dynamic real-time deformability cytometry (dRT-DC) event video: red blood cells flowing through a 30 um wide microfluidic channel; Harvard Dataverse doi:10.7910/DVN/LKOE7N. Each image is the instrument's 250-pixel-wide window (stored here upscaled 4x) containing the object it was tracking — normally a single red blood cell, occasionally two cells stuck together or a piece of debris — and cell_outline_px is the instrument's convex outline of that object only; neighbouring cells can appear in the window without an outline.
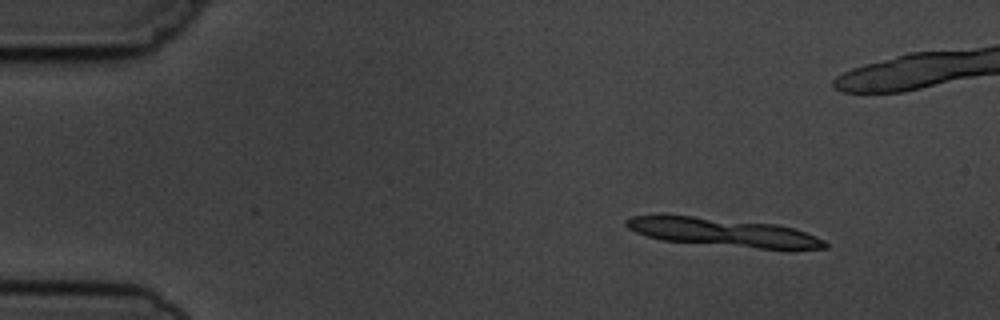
{"species": "common noctule bat (a hibernating species)", "species_latin": "Nyctalus noctula", "temperature_condition": "cold", "stored_images_in_passage": 6, "camera_frame_rate_fps": 3000, "um_per_image_px": 0.085, "animal": {"sex": "male", "body_mass_g": 19.5, "forearm_length_mm": 54.6}, "frame": {"image": 1, "passage_image": 2, "time_ms": 1.0, "image_size_px": [1000, 320], "cell_outline_px": [[828, 248], [760, 248], [660, 240], [636, 232], [628, 228], [624, 224], [624, 220], [632, 216], [692, 216], [776, 224], [792, 228], [816, 236], [824, 240], [828, 244]], "centroid_in_image_um": [61.44, 19.74], "position_along_channel_um": 23.6, "area_um2": 32.02}}